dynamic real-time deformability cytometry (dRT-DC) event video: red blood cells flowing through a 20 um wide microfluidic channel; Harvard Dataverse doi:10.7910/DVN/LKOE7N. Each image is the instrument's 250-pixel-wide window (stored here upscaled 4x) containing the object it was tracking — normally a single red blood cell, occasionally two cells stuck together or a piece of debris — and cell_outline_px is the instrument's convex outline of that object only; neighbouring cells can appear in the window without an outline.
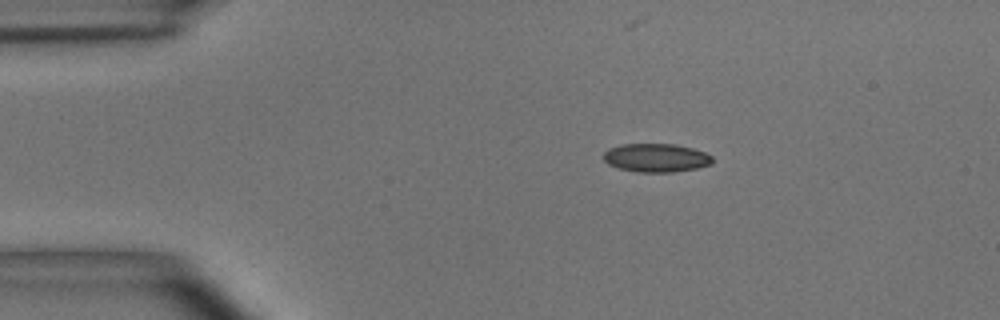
{"species": "common noctule bat (a hibernating species)", "species_latin": "Nyctalus noctula", "temperature_condition": "room temperature", "stored_images_in_passage": 38, "camera_frame_rate_fps": 3000, "um_per_image_px": 0.085, "animal": {"sex": "male", "body_mass_g": 15.6}, "frame": {"image": 1, "passage_image": 1, "time_ms": 0.0, "image_size_px": [1000, 320], "cell_outline_px": [[712, 164], [696, 168], [676, 172], [636, 172], [620, 168], [608, 164], [604, 160], [604, 152], [608, 148], [624, 144], [676, 144], [692, 148], [704, 152], [712, 156]], "centroid_in_image_um": [55.77, 13.41], "position_along_channel_um": 29.2, "area_um2": 18.09}}
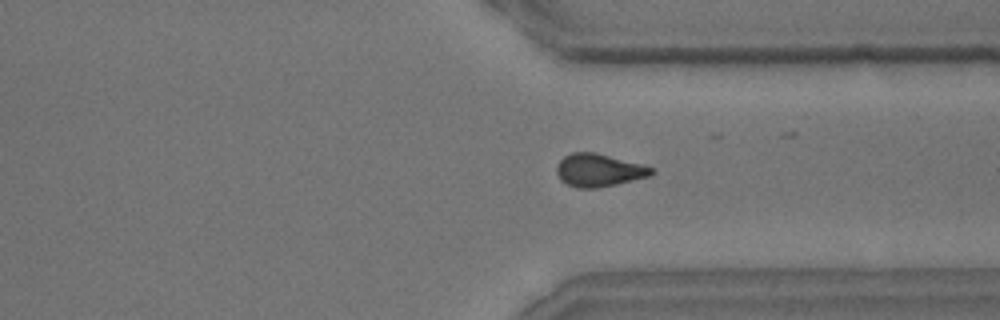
{"frame": {"image": 2, "passage_image": 32, "time_ms": 10.333, "image_size_px": [1000, 320], "cell_outline_px": [[656, 172], [648, 176], [616, 184], [596, 188], [576, 188], [560, 180], [556, 172], [556, 164], [564, 156], [572, 152], [596, 152], [640, 164], [652, 168]], "centroid_in_image_um": [50.85, 14.46], "position_along_channel_um": 360.6, "area_um2": 18.03}}
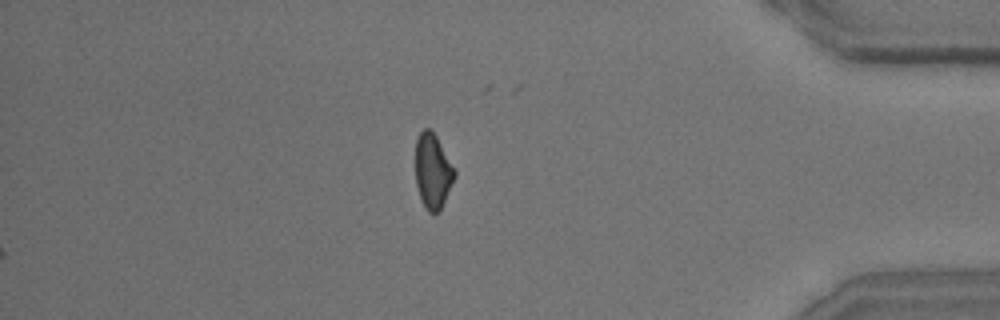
{"frame": {"image": 3, "passage_image": 38, "time_ms": 12.333, "image_size_px": [1000, 320], "cell_outline_px": [[456, 176], [440, 212], [428, 212], [424, 208], [416, 184], [416, 140], [420, 132], [424, 128], [428, 128], [436, 136], [456, 172]], "centroid_in_image_um": [36.79, 14.58], "position_along_channel_um": 398.4, "area_um2": 16.94}, "authors_computed_cell_mechanics": {"area_um2": 18.3226, "velocity_mm_per_s": 3.685, "shape_relaxation_time_tau1_ms": 9.9105, "shape_relaxation_time_tau2_ms": 2.3961, "deformation_change_tau1": 0.1554, "deformation_change_tau2": 0.0847}}